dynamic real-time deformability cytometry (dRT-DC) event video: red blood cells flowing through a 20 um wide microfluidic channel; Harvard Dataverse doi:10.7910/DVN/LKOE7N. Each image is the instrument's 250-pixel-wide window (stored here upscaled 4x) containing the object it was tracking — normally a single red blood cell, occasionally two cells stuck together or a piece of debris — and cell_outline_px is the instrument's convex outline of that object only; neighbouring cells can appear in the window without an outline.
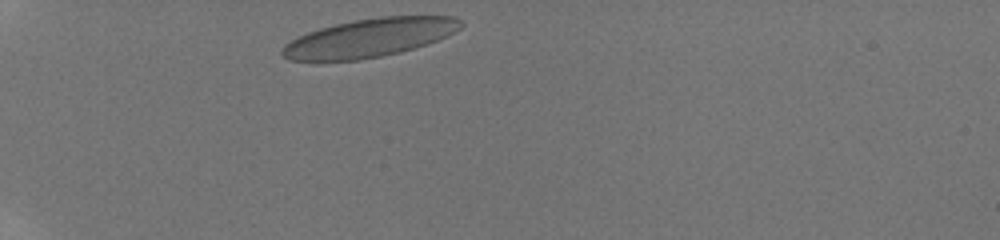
{"species": "human", "species_latin": "Homo sapiens", "temperature_condition": "room temperature", "stored_images_in_passage": 11, "camera_frame_rate_fps": 3000, "um_per_image_px": 0.085, "donor": {"sex": "male"}, "frame": {"image": 1, "passage_image": 1, "time_ms": 0.0, "image_size_px": [1000, 240], "cell_outline_px": [[464, 24], [456, 32], [428, 44], [400, 52], [360, 60], [288, 60], [280, 56], [280, 48], [284, 44], [308, 32], [320, 28], [352, 20], [380, 16], [452, 16], [464, 20]], "centroid_in_image_um": [31.43, 3.2], "position_along_channel_um": 53.6, "area_um2": 40.17}}
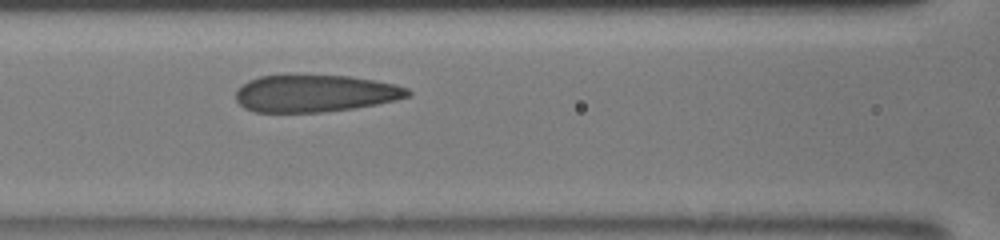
{"frame": {"image": 2, "passage_image": 8, "time_ms": 3.0, "image_size_px": [1000, 240], "cell_outline_px": [[412, 92], [408, 96], [396, 100], [376, 104], [352, 108], [324, 112], [256, 112], [244, 108], [236, 100], [236, 92], [248, 80], [260, 76], [292, 72], [352, 76], [396, 84], [408, 88]], "centroid_in_image_um": [26.76, 7.89], "position_along_channel_um": 139.8, "area_um2": 38.26}}
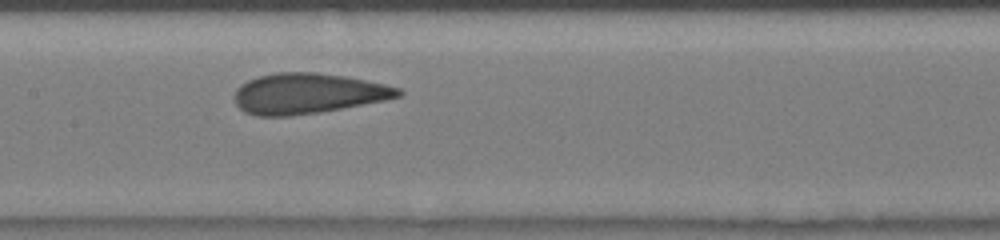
{"frame": {"image": 3, "passage_image": 11, "time_ms": 4.0, "image_size_px": [1000, 240], "cell_outline_px": [[404, 92], [400, 96], [384, 100], [320, 112], [292, 116], [256, 116], [244, 112], [236, 104], [236, 88], [240, 84], [248, 80], [260, 76], [276, 72], [312, 72], [344, 76], [384, 84], [400, 88]], "centroid_in_image_um": [26.14, 7.95], "position_along_channel_um": 181.3, "area_um2": 38.38}}